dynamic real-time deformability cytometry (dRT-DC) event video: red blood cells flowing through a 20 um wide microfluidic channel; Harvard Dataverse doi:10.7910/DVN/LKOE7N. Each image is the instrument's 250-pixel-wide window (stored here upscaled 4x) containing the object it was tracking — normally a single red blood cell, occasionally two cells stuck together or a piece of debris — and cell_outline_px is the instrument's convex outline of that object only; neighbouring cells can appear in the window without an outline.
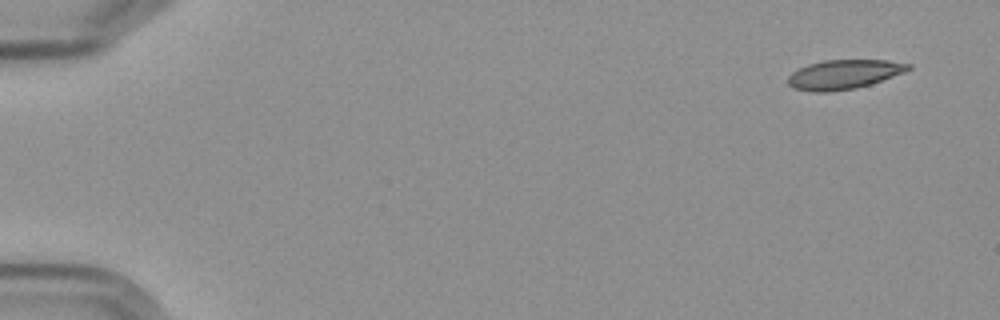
{"species": "Egyptian fruit bat (a non-hibernating species)", "species_latin": "Rousettus aegyptiacus", "temperature_condition": "cold", "stored_images_in_passage": 5, "camera_frame_rate_fps": 3000, "um_per_image_px": 0.085, "frame": {"image": 1, "passage_image": 1, "time_ms": 0.0, "image_size_px": [1000, 320], "cell_outline_px": [[912, 68], [904, 72], [872, 84], [856, 88], [828, 92], [812, 92], [792, 88], [788, 84], [788, 76], [792, 72], [808, 64], [824, 60], [888, 60], [912, 64]], "centroid_in_image_um": [71.73, 6.33], "position_along_channel_um": 13.3, "area_um2": 20.69}}
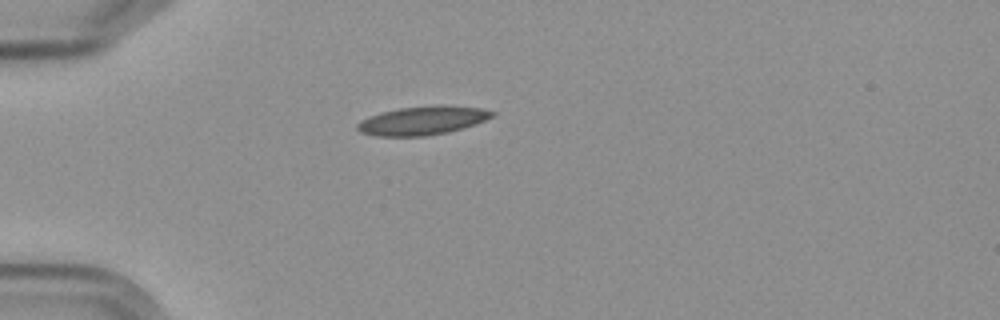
{"frame": {"image": 2, "passage_image": 4, "time_ms": 4.333, "image_size_px": [1000, 320], "cell_outline_px": [[496, 116], [476, 124], [464, 128], [448, 132], [424, 136], [376, 136], [360, 132], [356, 128], [356, 124], [360, 120], [368, 116], [380, 112], [400, 108], [436, 104], [440, 104], [480, 108], [496, 112]], "centroid_in_image_um": [35.93, 10.23], "position_along_channel_um": 49.1, "area_um2": 22.89}}